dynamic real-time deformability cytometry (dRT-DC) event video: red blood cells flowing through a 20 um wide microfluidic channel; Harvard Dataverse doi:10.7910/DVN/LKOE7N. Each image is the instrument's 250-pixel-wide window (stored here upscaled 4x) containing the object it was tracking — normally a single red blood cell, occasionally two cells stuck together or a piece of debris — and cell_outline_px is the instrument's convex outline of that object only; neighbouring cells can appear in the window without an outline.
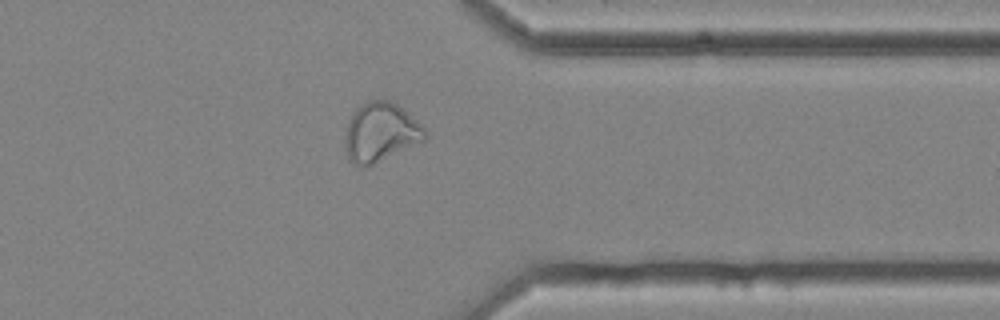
{"species": "common noctule bat (a hibernating species)", "species_latin": "Nyctalus noctula", "temperature_condition": "cold", "stored_images_in_passage": 54, "camera_frame_rate_fps": 3000, "um_per_image_px": 0.085, "animal": {"sex": "female", "body_mass_g": 25.1}, "frame": {"image": 1, "passage_image": 46, "time_ms": 15.0, "image_size_px": [1000, 320], "cell_outline_px": [[428, 136], [424, 140], [372, 164], [356, 164], [348, 160], [344, 148], [344, 136], [348, 120], [356, 108], [360, 104], [368, 100], [388, 100], [396, 104], [416, 120], [428, 132]], "centroid_in_image_um": [32.31, 11.22], "position_along_channel_um": 379.1, "area_um2": 27.17}}